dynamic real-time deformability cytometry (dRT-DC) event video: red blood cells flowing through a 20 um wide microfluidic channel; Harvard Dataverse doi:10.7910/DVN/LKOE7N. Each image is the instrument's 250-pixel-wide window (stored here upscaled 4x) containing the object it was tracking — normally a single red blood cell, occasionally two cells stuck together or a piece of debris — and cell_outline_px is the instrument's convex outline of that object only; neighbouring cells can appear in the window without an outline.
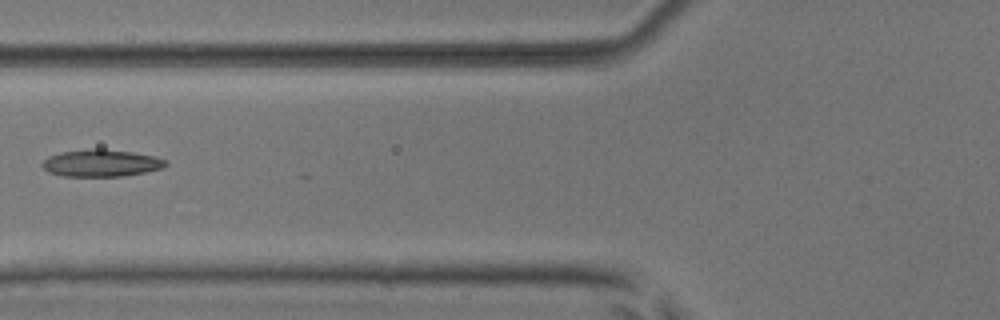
{"species": "common noctule bat (a hibernating species)", "species_latin": "Nyctalus noctula", "temperature_condition": "room temperature", "stored_images_in_passage": 6, "camera_frame_rate_fps": 3000, "um_per_image_px": 0.085, "animal": {"sex": "male", "body_mass_g": 17.9, "forearm_length_mm": 54.2}, "frame": {"image": 1, "passage_image": 6, "time_ms": 1.667, "image_size_px": [1000, 320], "cell_outline_px": [[168, 164], [164, 168], [124, 176], [64, 176], [48, 172], [40, 164], [48, 156], [60, 152], [92, 148], [100, 148], [132, 152], [156, 156], [164, 160]], "centroid_in_image_um": [8.59, 13.85], "position_along_channel_um": 117.2, "area_um2": 19.59}}